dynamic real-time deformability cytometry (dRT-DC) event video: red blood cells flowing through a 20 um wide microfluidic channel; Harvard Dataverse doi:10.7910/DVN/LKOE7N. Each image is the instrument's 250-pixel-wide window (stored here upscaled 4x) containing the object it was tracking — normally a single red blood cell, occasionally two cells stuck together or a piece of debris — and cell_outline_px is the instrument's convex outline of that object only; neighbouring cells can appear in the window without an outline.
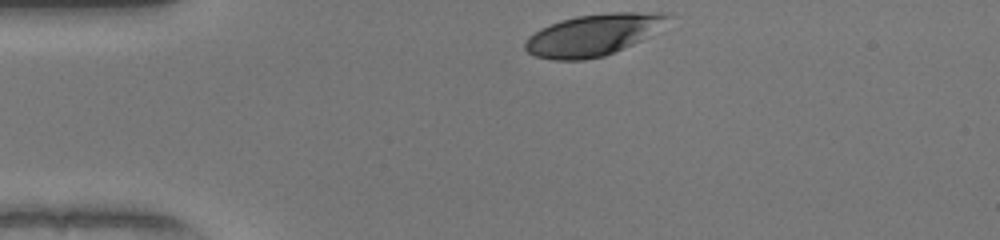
{"species": "human", "species_latin": "Homo sapiens", "temperature_condition": "warm", "stored_images_in_passage": 32, "camera_frame_rate_fps": 3000, "um_per_image_px": 0.085, "donor": {"sex": "female"}, "frame": {"image": 1, "passage_image": 1, "time_ms": 0.0, "image_size_px": [1000, 240], "cell_outline_px": [[672, 16], [640, 40], [632, 44], [604, 56], [584, 60], [552, 60], [536, 56], [528, 52], [524, 48], [524, 44], [528, 36], [540, 28], [560, 20], [576, 16], [612, 12], [668, 12]], "centroid_in_image_um": [50.34, 2.96], "position_along_channel_um": 34.7, "area_um2": 34.16}}
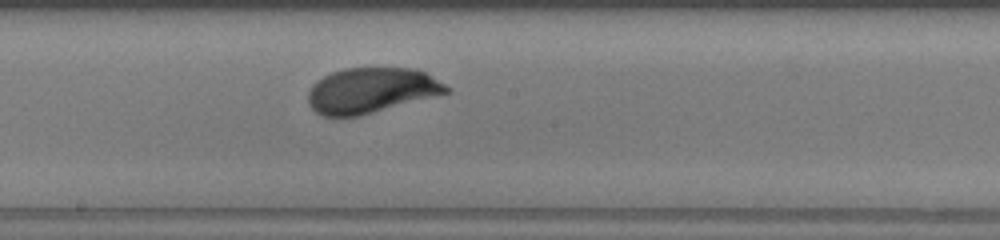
{"frame": {"image": 2, "passage_image": 18, "time_ms": 5.667, "image_size_px": [1000, 240], "cell_outline_px": [[452, 92], [360, 116], [324, 116], [316, 112], [308, 104], [308, 92], [312, 84], [316, 80], [332, 72], [344, 68], [416, 68], [424, 72], [452, 88]], "centroid_in_image_um": [31.57, 7.69], "position_along_channel_um": 216.6, "area_um2": 36.76}}
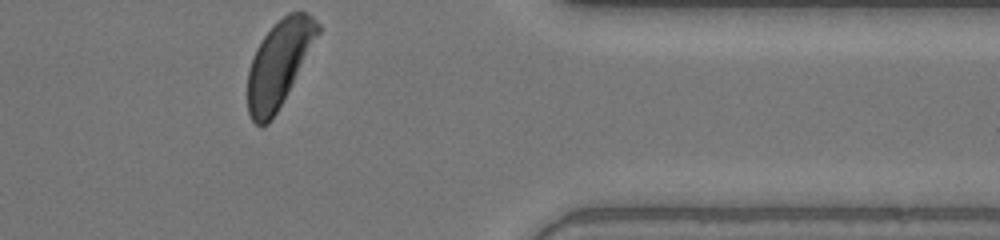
{"frame": {"image": 3, "passage_image": 32, "time_ms": 10.333, "image_size_px": [1000, 240], "cell_outline_px": [[320, 32], [276, 112], [268, 124], [260, 128], [252, 120], [248, 112], [248, 72], [256, 48], [264, 36], [288, 12], [304, 12], [312, 16], [320, 24]], "centroid_in_image_um": [23.7, 5.42], "position_along_channel_um": 387.7, "area_um2": 34.1}, "authors_computed_cell_mechanics": {"area_um2": 36.9053, "velocity_mm_per_s": 4.0465, "shape_relaxation_time_tau1_ms": 1.6348, "shape_relaxation_time_tau2_ms": 0.575, "deformation_change_tau1": 0.1166, "deformation_change_tau2": 0.0467}}